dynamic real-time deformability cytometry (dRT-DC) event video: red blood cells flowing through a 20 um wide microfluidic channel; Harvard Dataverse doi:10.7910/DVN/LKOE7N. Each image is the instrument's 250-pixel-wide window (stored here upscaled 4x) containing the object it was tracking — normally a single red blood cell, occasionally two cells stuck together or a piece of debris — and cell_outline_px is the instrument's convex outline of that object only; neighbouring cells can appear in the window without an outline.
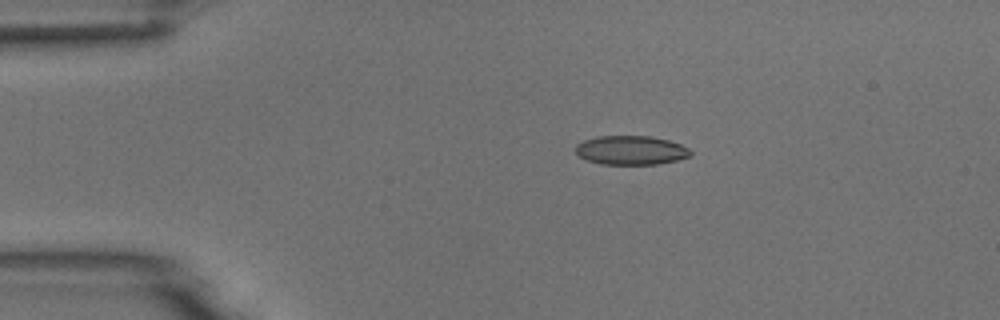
{"species": "common noctule bat (a hibernating species)", "species_latin": "Nyctalus noctula", "temperature_condition": "room temperature", "stored_images_in_passage": 6, "camera_frame_rate_fps": 3000, "um_per_image_px": 0.085, "animal": {"sex": "male", "body_mass_g": 18.8}, "frame": {"image": 1, "passage_image": 3, "time_ms": 2.333, "image_size_px": [1000, 320], "cell_outline_px": [[692, 156], [676, 160], [656, 164], [600, 164], [588, 160], [580, 156], [576, 152], [576, 144], [584, 140], [596, 136], [652, 136], [668, 140], [680, 144], [688, 148], [692, 152]], "centroid_in_image_um": [53.64, 12.76], "position_along_channel_um": 31.4, "area_um2": 19.42}}
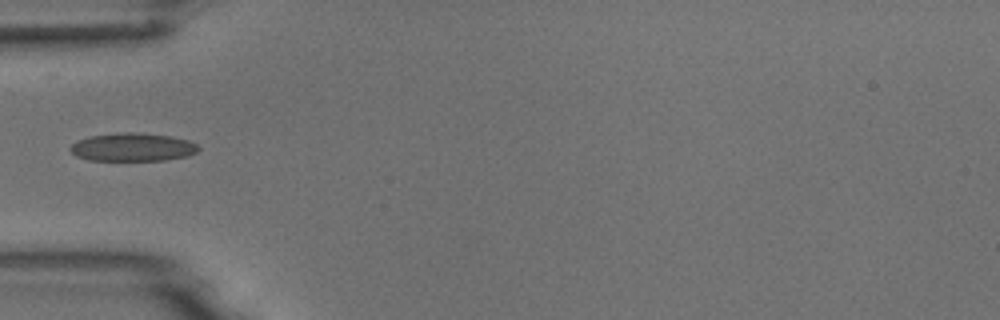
{"frame": {"image": 2, "passage_image": 5, "time_ms": 4.667, "image_size_px": [1000, 320], "cell_outline_px": [[200, 148], [196, 152], [188, 156], [164, 160], [88, 160], [76, 156], [68, 148], [76, 140], [88, 136], [124, 132], [136, 132], [172, 136], [188, 140], [196, 144]], "centroid_in_image_um": [11.25, 12.5], "position_along_channel_um": 73.7, "area_um2": 21.15}}